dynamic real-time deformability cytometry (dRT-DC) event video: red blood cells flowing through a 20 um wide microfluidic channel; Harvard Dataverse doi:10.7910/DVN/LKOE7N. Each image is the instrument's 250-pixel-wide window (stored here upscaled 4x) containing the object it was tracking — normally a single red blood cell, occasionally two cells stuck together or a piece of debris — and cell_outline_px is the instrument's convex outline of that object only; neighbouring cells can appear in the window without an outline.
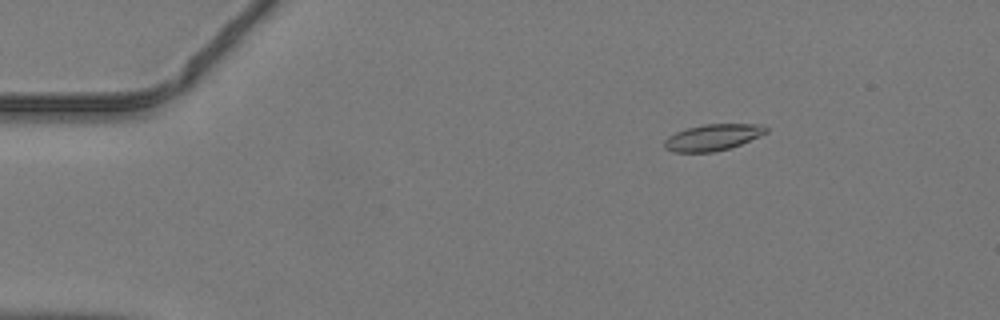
{"species": "common noctule bat (a hibernating species)", "species_latin": "Nyctalus noctula", "temperature_condition": "warm", "stored_images_in_passage": 45, "camera_frame_rate_fps": 3000, "um_per_image_px": 0.085, "animal": {"sex": "male", "body_mass_g": 19.2, "forearm_length_mm": 51.8}, "frame": {"image": 1, "passage_image": 5, "time_ms": 1.333, "image_size_px": [1000, 320], "cell_outline_px": [[768, 132], [740, 144], [728, 148], [712, 152], [672, 152], [664, 148], [664, 140], [668, 136], [676, 132], [688, 128], [704, 124], [764, 124], [768, 128]], "centroid_in_image_um": [60.57, 11.67], "position_along_channel_um": 24.4, "area_um2": 15.55}}
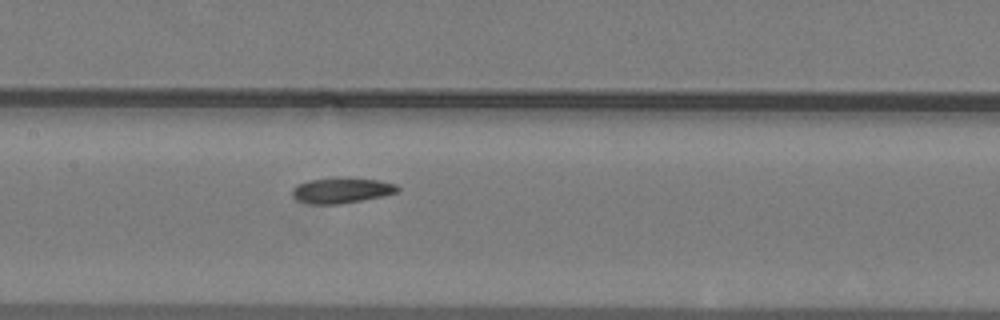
{"frame": {"image": 2, "passage_image": 21, "time_ms": 6.667, "image_size_px": [1000, 320], "cell_outline_px": [[400, 188], [396, 192], [380, 196], [340, 204], [308, 204], [296, 200], [292, 196], [292, 188], [308, 180], [336, 176], [348, 176], [380, 180], [396, 184]], "centroid_in_image_um": [29.0, 16.15], "position_along_channel_um": 178.4, "area_um2": 16.01}}
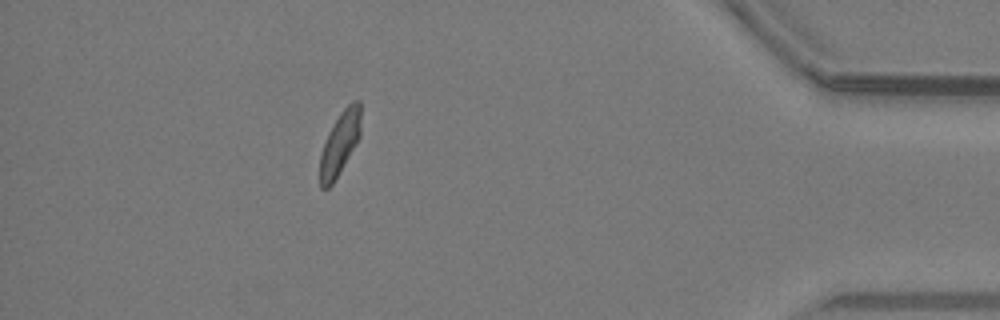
{"frame": {"image": 3, "passage_image": 40, "time_ms": 13.0, "image_size_px": [1000, 320], "cell_outline_px": [[360, 136], [356, 144], [332, 184], [328, 188], [320, 188], [320, 152], [328, 132], [340, 112], [352, 100], [360, 100]], "centroid_in_image_um": [28.88, 12.16], "position_along_channel_um": 406.3, "area_um2": 14.97}}